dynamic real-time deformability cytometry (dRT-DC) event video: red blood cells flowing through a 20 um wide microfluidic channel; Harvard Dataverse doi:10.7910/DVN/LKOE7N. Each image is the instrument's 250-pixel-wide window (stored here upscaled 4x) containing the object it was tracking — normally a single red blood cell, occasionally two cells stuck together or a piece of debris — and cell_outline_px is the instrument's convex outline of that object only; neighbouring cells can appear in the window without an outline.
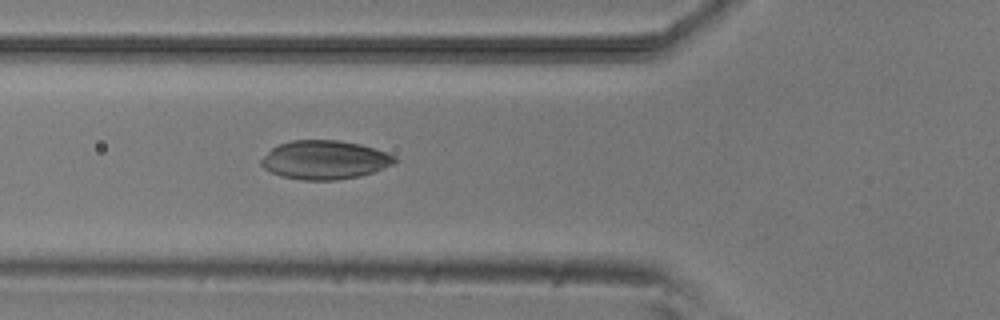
{"species": "common noctule bat (a hibernating species)", "species_latin": "Nyctalus noctula", "temperature_condition": "room temperature", "stored_images_in_passage": 2, "camera_frame_rate_fps": 3000, "um_per_image_px": 0.085, "animal": {"sex": "male", "body_mass_g": 20.5, "forearm_length_mm": 52.5}, "frame": {"image": 1, "passage_image": 2, "time_ms": 1.0, "image_size_px": [1000, 320], "cell_outline_px": [[400, 160], [384, 168], [360, 176], [336, 180], [300, 180], [280, 176], [264, 168], [260, 164], [260, 160], [276, 144], [292, 140], [340, 140], [360, 144], [388, 152], [396, 156]], "centroid_in_image_um": [27.61, 13.58], "position_along_channel_um": 98.2, "area_um2": 30.4}}